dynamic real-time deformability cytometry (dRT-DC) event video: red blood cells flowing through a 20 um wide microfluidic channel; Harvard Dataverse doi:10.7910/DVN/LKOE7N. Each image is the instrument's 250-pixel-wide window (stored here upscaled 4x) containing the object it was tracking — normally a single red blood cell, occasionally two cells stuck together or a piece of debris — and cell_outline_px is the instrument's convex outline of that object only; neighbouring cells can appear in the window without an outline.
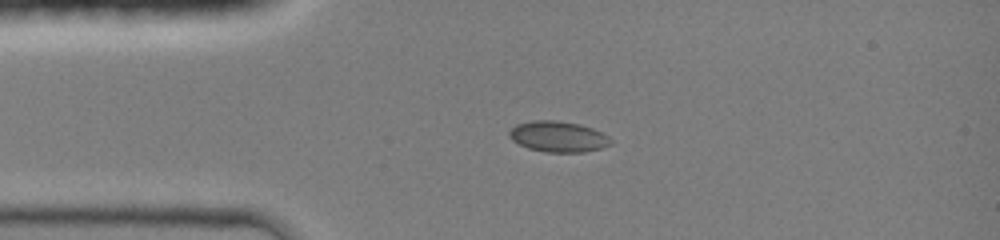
{"species": "common noctule bat (a hibernating species)", "species_latin": "Nyctalus noctula", "temperature_condition": "room temperature", "stored_images_in_passage": 35, "camera_frame_rate_fps": 3000, "um_per_image_px": 0.085, "animal": {"sex": "female", "body_mass_g": 19.0, "forearm_length_mm": 51.5}, "frame": {"image": 1, "passage_image": 1, "time_ms": 0.0, "image_size_px": [1000, 240], "cell_outline_px": [[612, 144], [604, 148], [584, 152], [544, 152], [528, 148], [512, 140], [508, 136], [508, 132], [516, 124], [532, 120], [556, 120], [580, 124], [592, 128], [608, 136], [612, 140]], "centroid_in_image_um": [47.45, 11.61], "position_along_channel_um": 37.5, "area_um2": 18.38}}
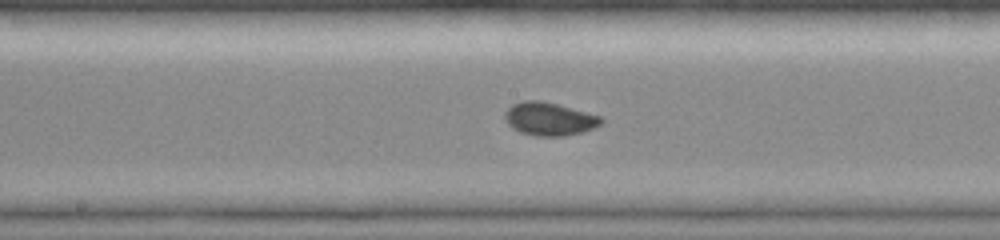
{"frame": {"image": 2, "passage_image": 14, "time_ms": 4.333, "image_size_px": [1000, 240], "cell_outline_px": [[604, 120], [600, 124], [592, 128], [580, 132], [564, 136], [536, 136], [520, 132], [512, 128], [508, 124], [504, 116], [504, 112], [512, 104], [524, 100], [540, 100], [556, 104], [600, 116]], "centroid_in_image_um": [46.64, 10.11], "position_along_channel_um": 201.6, "area_um2": 18.38}}
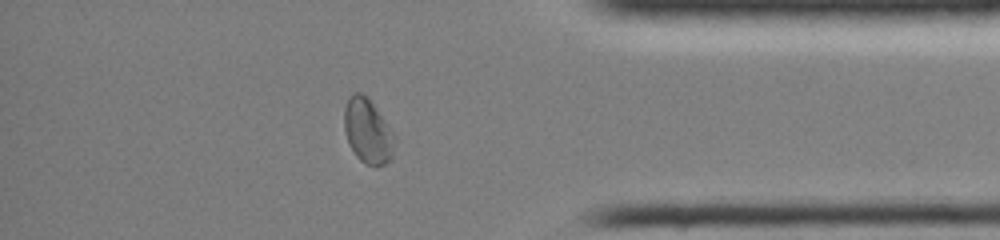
{"frame": {"image": 3, "passage_image": 29, "time_ms": 9.333, "image_size_px": [1000, 240], "cell_outline_px": [[396, 140], [392, 156], [384, 164], [376, 168], [364, 164], [356, 156], [348, 140], [344, 128], [344, 108], [348, 96], [352, 92], [360, 92], [368, 96], [396, 136]], "centroid_in_image_um": [31.27, 11.13], "position_along_channel_um": 403.9, "area_um2": 19.31}, "authors_computed_cell_mechanics": {"area_um2": 18.0336, "velocity_mm_per_s": 4.2855, "shape_relaxation_time_tau1_ms": 4.8459, "shape_relaxation_time_tau2_ms": null, "deformation_change_tau1": 0.1128, "deformation_change_tau2": null}}